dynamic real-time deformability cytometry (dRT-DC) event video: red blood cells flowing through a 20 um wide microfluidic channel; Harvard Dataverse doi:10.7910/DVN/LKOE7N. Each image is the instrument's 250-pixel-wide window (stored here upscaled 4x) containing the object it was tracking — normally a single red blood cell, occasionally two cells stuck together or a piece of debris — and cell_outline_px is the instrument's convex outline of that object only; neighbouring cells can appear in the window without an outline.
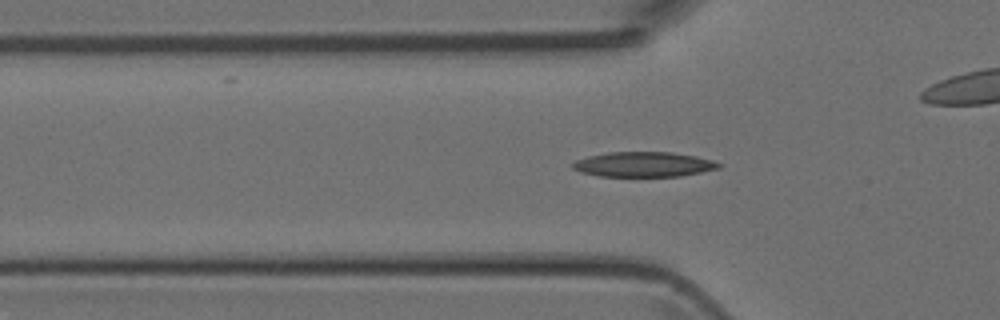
{"species": "Egyptian fruit bat (a non-hibernating species)", "species_latin": "Rousettus aegyptiacus", "temperature_condition": "room temperature", "stored_images_in_passage": 46, "camera_frame_rate_fps": 3000, "um_per_image_px": 0.085, "animal": {"sex": "female"}, "frame": {"image": 1, "passage_image": 12, "time_ms": 3.667, "image_size_px": [1000, 320], "cell_outline_px": [[724, 164], [720, 168], [680, 176], [600, 176], [580, 172], [572, 168], [572, 164], [576, 160], [588, 156], [608, 152], [672, 152], [696, 156], [712, 160]], "centroid_in_image_um": [54.72, 13.97], "position_along_channel_um": 71.1, "area_um2": 21.27}}
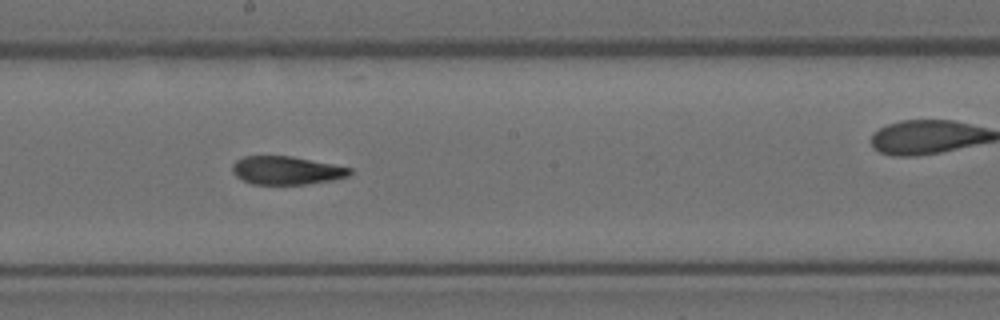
{"frame": {"image": 2, "passage_image": 23, "time_ms": 7.333, "image_size_px": [1000, 320], "cell_outline_px": [[352, 172], [348, 176], [332, 180], [308, 184], [252, 184], [236, 176], [232, 172], [232, 164], [236, 160], [244, 156], [292, 156], [352, 168]], "centroid_in_image_um": [24.34, 14.48], "position_along_channel_um": 223.9, "area_um2": 19.31}}
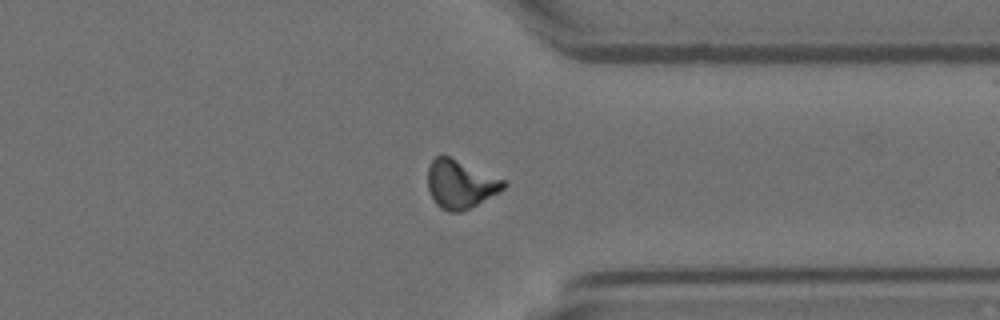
{"frame": {"image": 3, "passage_image": 34, "time_ms": 11.0, "image_size_px": [1000, 320], "cell_outline_px": [[508, 184], [500, 192], [460, 212], [448, 212], [440, 208], [436, 204], [428, 188], [428, 168], [432, 160], [436, 156], [448, 156], [504, 180]], "centroid_in_image_um": [39.12, 15.67], "position_along_channel_um": 372.3, "area_um2": 20.98}}